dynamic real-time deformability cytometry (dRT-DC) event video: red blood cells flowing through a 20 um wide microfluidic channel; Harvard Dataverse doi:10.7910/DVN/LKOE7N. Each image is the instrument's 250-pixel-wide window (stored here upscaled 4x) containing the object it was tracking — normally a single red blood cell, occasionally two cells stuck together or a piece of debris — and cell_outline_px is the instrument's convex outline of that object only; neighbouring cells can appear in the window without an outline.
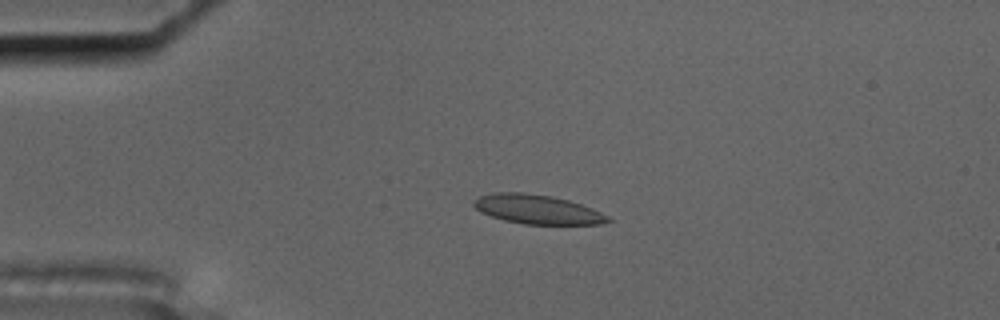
{"species": "common noctule bat (a hibernating species)", "species_latin": "Nyctalus noctula", "temperature_condition": "cold", "stored_images_in_passage": 5, "camera_frame_rate_fps": 3000, "um_per_image_px": 0.085, "animal": {"sex": "male", "body_mass_g": 17.5, "forearm_length_mm": 52.3}, "frame": {"image": 1, "passage_image": 4, "time_ms": 3.667, "image_size_px": [1000, 320], "cell_outline_px": [[612, 220], [600, 224], [524, 224], [504, 220], [480, 212], [472, 204], [472, 200], [480, 196], [496, 192], [524, 192], [552, 196], [568, 200], [592, 208], [608, 216]], "centroid_in_image_um": [45.64, 17.79], "position_along_channel_um": 39.4, "area_um2": 22.77}}